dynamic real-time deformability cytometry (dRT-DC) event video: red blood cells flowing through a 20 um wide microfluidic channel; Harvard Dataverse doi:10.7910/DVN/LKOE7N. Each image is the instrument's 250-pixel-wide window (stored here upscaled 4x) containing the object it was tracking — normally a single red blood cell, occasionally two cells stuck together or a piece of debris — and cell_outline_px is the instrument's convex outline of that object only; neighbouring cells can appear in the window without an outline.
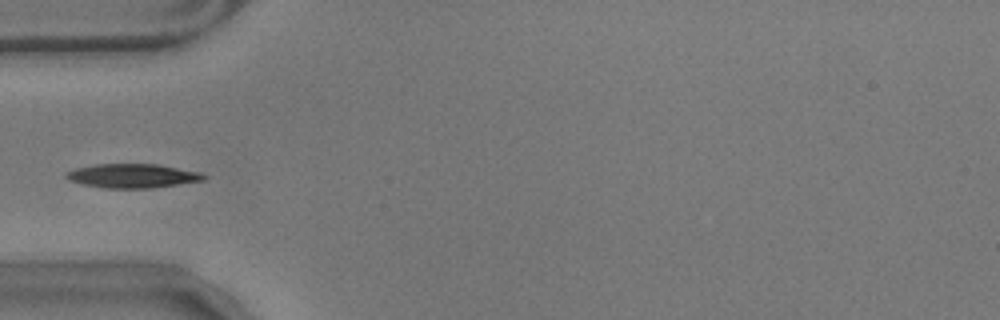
{"species": "common noctule bat (a hibernating species)", "species_latin": "Nyctalus noctula", "temperature_condition": "warm", "stored_images_in_passage": 40, "camera_frame_rate_fps": 3000, "um_per_image_px": 0.085, "animal": {"sex": "male", "body_mass_g": 17.9}, "frame": {"image": 1, "passage_image": 1, "time_ms": 0.0, "image_size_px": [1000, 320], "cell_outline_px": [[208, 176], [204, 180], [152, 188], [104, 188], [84, 184], [68, 180], [64, 176], [64, 172], [76, 168], [96, 164], [160, 164], [200, 172]], "centroid_in_image_um": [11.26, 14.94], "position_along_channel_um": 73.7, "area_um2": 19.36}}
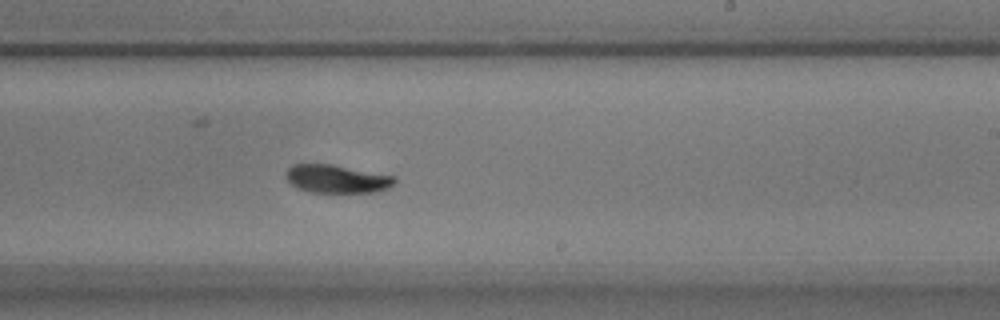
{"frame": {"image": 2, "passage_image": 17, "time_ms": 5.333, "image_size_px": [1000, 320], "cell_outline_px": [[396, 180], [388, 188], [376, 192], [312, 192], [296, 188], [288, 180], [288, 168], [292, 164], [332, 164], [396, 176]], "centroid_in_image_um": [28.66, 15.2], "position_along_channel_um": 260.3, "area_um2": 17.69}}
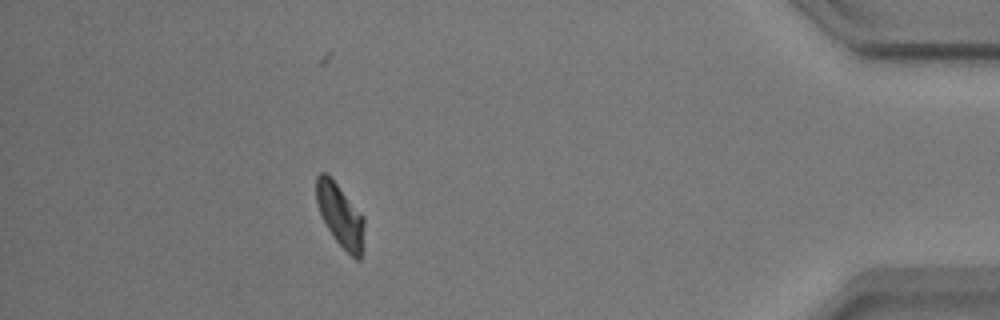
{"frame": {"image": 3, "passage_image": 34, "time_ms": 11.0, "image_size_px": [1000, 320], "cell_outline_px": [[364, 248], [360, 260], [356, 260], [332, 236], [320, 212], [316, 200], [316, 176], [320, 172], [324, 172], [336, 184], [364, 216]], "centroid_in_image_um": [28.95, 18.35], "position_along_channel_um": 406.3, "area_um2": 17.34}}